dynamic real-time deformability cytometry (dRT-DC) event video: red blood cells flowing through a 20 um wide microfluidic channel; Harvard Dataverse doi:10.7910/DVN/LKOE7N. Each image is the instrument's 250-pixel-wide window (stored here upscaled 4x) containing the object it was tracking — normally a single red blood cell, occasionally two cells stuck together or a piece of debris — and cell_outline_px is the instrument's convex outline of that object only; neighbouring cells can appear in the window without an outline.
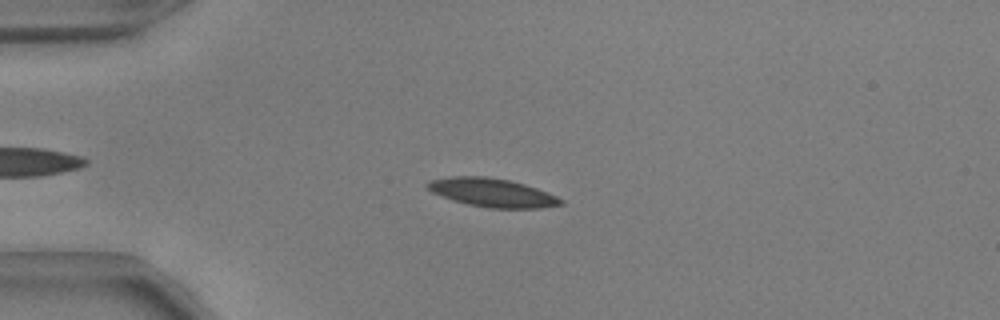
{"species": "common noctule bat (a hibernating species)", "species_latin": "Nyctalus noctula", "temperature_condition": "warm", "stored_images_in_passage": 39, "camera_frame_rate_fps": 3000, "um_per_image_px": 0.085, "animal": {"sex": "male", "body_mass_g": 17.9, "forearm_length_mm": 54.2}, "frame": {"image": 1, "passage_image": 7, "time_ms": 2.0, "image_size_px": [1000, 320], "cell_outline_px": [[564, 204], [540, 208], [488, 208], [468, 204], [452, 200], [432, 192], [424, 184], [432, 180], [452, 176], [484, 176], [508, 180], [524, 184], [548, 192], [564, 200]], "centroid_in_image_um": [41.85, 16.38], "position_along_channel_um": 43.2, "area_um2": 22.08}}
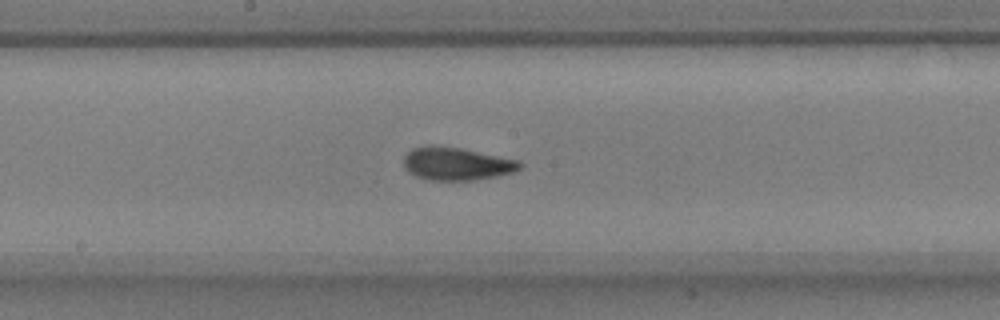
{"frame": {"image": 2, "passage_image": 22, "time_ms": 7.0, "image_size_px": [1000, 320], "cell_outline_px": [[524, 164], [516, 172], [496, 176], [472, 180], [432, 180], [416, 176], [408, 172], [404, 168], [404, 156], [412, 148], [428, 144], [460, 148], [520, 160]], "centroid_in_image_um": [38.81, 13.91], "position_along_channel_um": 209.4, "area_um2": 22.43}}
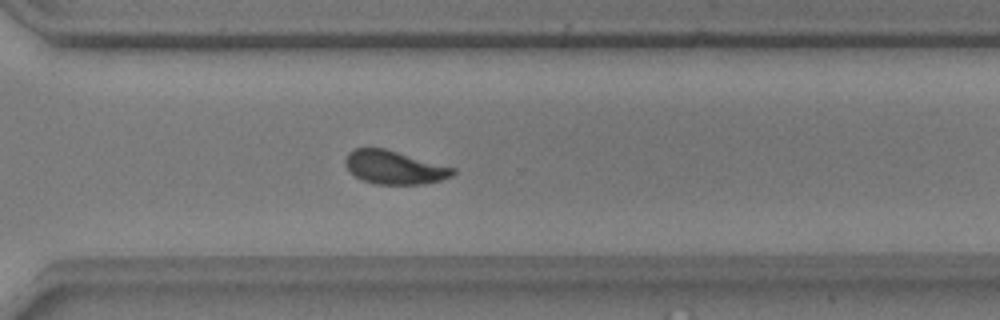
{"frame": {"image": 3, "passage_image": 32, "time_ms": 10.333, "image_size_px": [1000, 320], "cell_outline_px": [[456, 172], [452, 176], [440, 180], [424, 184], [376, 184], [360, 180], [348, 172], [344, 164], [344, 160], [348, 152], [356, 148], [384, 148], [456, 168]], "centroid_in_image_um": [33.48, 14.23], "position_along_channel_um": 337.1, "area_um2": 21.15}, "authors_computed_cell_mechanics": {"area_um2": 21.5594, "velocity_mm_per_s": 3.8418, "shape_relaxation_time_tau1_ms": 3.9886, "shape_relaxation_time_tau2_ms": 1.6184, "deformation_change_tau1": 0.1424, "deformation_change_tau2": 0.0685}}